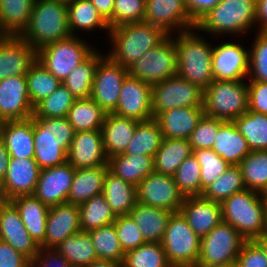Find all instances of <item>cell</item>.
Returning <instances> with one entry per match:
<instances>
[{
    "label": "cell",
    "instance_id": "obj_1",
    "mask_svg": "<svg viewBox=\"0 0 267 267\" xmlns=\"http://www.w3.org/2000/svg\"><path fill=\"white\" fill-rule=\"evenodd\" d=\"M107 33L111 38L112 50L106 55L125 68L169 36L161 27L145 21L116 26Z\"/></svg>",
    "mask_w": 267,
    "mask_h": 267
},
{
    "label": "cell",
    "instance_id": "obj_2",
    "mask_svg": "<svg viewBox=\"0 0 267 267\" xmlns=\"http://www.w3.org/2000/svg\"><path fill=\"white\" fill-rule=\"evenodd\" d=\"M33 119L34 157L40 169L67 162L75 131L67 117Z\"/></svg>",
    "mask_w": 267,
    "mask_h": 267
},
{
    "label": "cell",
    "instance_id": "obj_3",
    "mask_svg": "<svg viewBox=\"0 0 267 267\" xmlns=\"http://www.w3.org/2000/svg\"><path fill=\"white\" fill-rule=\"evenodd\" d=\"M20 36L36 51L71 37L67 5L55 0H35L28 26Z\"/></svg>",
    "mask_w": 267,
    "mask_h": 267
},
{
    "label": "cell",
    "instance_id": "obj_4",
    "mask_svg": "<svg viewBox=\"0 0 267 267\" xmlns=\"http://www.w3.org/2000/svg\"><path fill=\"white\" fill-rule=\"evenodd\" d=\"M196 29L179 32L175 37L178 51L177 75L205 90L214 80L212 75L213 46L194 33ZM194 31V32H193Z\"/></svg>",
    "mask_w": 267,
    "mask_h": 267
},
{
    "label": "cell",
    "instance_id": "obj_5",
    "mask_svg": "<svg viewBox=\"0 0 267 267\" xmlns=\"http://www.w3.org/2000/svg\"><path fill=\"white\" fill-rule=\"evenodd\" d=\"M255 19L256 0H221L196 23L195 29L214 35L244 37L246 31L256 27Z\"/></svg>",
    "mask_w": 267,
    "mask_h": 267
},
{
    "label": "cell",
    "instance_id": "obj_6",
    "mask_svg": "<svg viewBox=\"0 0 267 267\" xmlns=\"http://www.w3.org/2000/svg\"><path fill=\"white\" fill-rule=\"evenodd\" d=\"M264 195L244 189L221 203L223 222L230 224L246 240H255L263 232Z\"/></svg>",
    "mask_w": 267,
    "mask_h": 267
},
{
    "label": "cell",
    "instance_id": "obj_7",
    "mask_svg": "<svg viewBox=\"0 0 267 267\" xmlns=\"http://www.w3.org/2000/svg\"><path fill=\"white\" fill-rule=\"evenodd\" d=\"M204 115L233 121L248 111V86L242 81L213 80L204 90Z\"/></svg>",
    "mask_w": 267,
    "mask_h": 267
},
{
    "label": "cell",
    "instance_id": "obj_8",
    "mask_svg": "<svg viewBox=\"0 0 267 267\" xmlns=\"http://www.w3.org/2000/svg\"><path fill=\"white\" fill-rule=\"evenodd\" d=\"M199 238L180 212L172 213L161 244L172 267H196L200 255Z\"/></svg>",
    "mask_w": 267,
    "mask_h": 267
},
{
    "label": "cell",
    "instance_id": "obj_9",
    "mask_svg": "<svg viewBox=\"0 0 267 267\" xmlns=\"http://www.w3.org/2000/svg\"><path fill=\"white\" fill-rule=\"evenodd\" d=\"M79 36L50 43L37 51V61L61 83L96 49Z\"/></svg>",
    "mask_w": 267,
    "mask_h": 267
},
{
    "label": "cell",
    "instance_id": "obj_10",
    "mask_svg": "<svg viewBox=\"0 0 267 267\" xmlns=\"http://www.w3.org/2000/svg\"><path fill=\"white\" fill-rule=\"evenodd\" d=\"M127 69L129 76L151 85L177 75L178 51L173 33L158 46L145 52Z\"/></svg>",
    "mask_w": 267,
    "mask_h": 267
},
{
    "label": "cell",
    "instance_id": "obj_11",
    "mask_svg": "<svg viewBox=\"0 0 267 267\" xmlns=\"http://www.w3.org/2000/svg\"><path fill=\"white\" fill-rule=\"evenodd\" d=\"M204 90L179 75L169 77L151 87L153 118L180 107H203Z\"/></svg>",
    "mask_w": 267,
    "mask_h": 267
},
{
    "label": "cell",
    "instance_id": "obj_12",
    "mask_svg": "<svg viewBox=\"0 0 267 267\" xmlns=\"http://www.w3.org/2000/svg\"><path fill=\"white\" fill-rule=\"evenodd\" d=\"M246 239L230 224L221 222L201 238L196 267L236 261Z\"/></svg>",
    "mask_w": 267,
    "mask_h": 267
},
{
    "label": "cell",
    "instance_id": "obj_13",
    "mask_svg": "<svg viewBox=\"0 0 267 267\" xmlns=\"http://www.w3.org/2000/svg\"><path fill=\"white\" fill-rule=\"evenodd\" d=\"M128 69L105 55L98 63L90 98L106 113H112L118 104L121 87Z\"/></svg>",
    "mask_w": 267,
    "mask_h": 267
},
{
    "label": "cell",
    "instance_id": "obj_14",
    "mask_svg": "<svg viewBox=\"0 0 267 267\" xmlns=\"http://www.w3.org/2000/svg\"><path fill=\"white\" fill-rule=\"evenodd\" d=\"M183 201L184 195L171 175L153 171L137 185V202L140 204L176 213Z\"/></svg>",
    "mask_w": 267,
    "mask_h": 267
},
{
    "label": "cell",
    "instance_id": "obj_15",
    "mask_svg": "<svg viewBox=\"0 0 267 267\" xmlns=\"http://www.w3.org/2000/svg\"><path fill=\"white\" fill-rule=\"evenodd\" d=\"M249 51L240 43L225 42L213 47L212 75L214 80L242 81L249 73Z\"/></svg>",
    "mask_w": 267,
    "mask_h": 267
},
{
    "label": "cell",
    "instance_id": "obj_16",
    "mask_svg": "<svg viewBox=\"0 0 267 267\" xmlns=\"http://www.w3.org/2000/svg\"><path fill=\"white\" fill-rule=\"evenodd\" d=\"M40 170L33 158L10 157L7 173L0 184V199L10 201L18 196L33 195Z\"/></svg>",
    "mask_w": 267,
    "mask_h": 267
},
{
    "label": "cell",
    "instance_id": "obj_17",
    "mask_svg": "<svg viewBox=\"0 0 267 267\" xmlns=\"http://www.w3.org/2000/svg\"><path fill=\"white\" fill-rule=\"evenodd\" d=\"M144 21L164 29L169 35L172 31L184 32L195 29L184 0H146Z\"/></svg>",
    "mask_w": 267,
    "mask_h": 267
},
{
    "label": "cell",
    "instance_id": "obj_18",
    "mask_svg": "<svg viewBox=\"0 0 267 267\" xmlns=\"http://www.w3.org/2000/svg\"><path fill=\"white\" fill-rule=\"evenodd\" d=\"M151 87V84L128 75L122 84L116 109L112 113L137 121L152 119Z\"/></svg>",
    "mask_w": 267,
    "mask_h": 267
},
{
    "label": "cell",
    "instance_id": "obj_19",
    "mask_svg": "<svg viewBox=\"0 0 267 267\" xmlns=\"http://www.w3.org/2000/svg\"><path fill=\"white\" fill-rule=\"evenodd\" d=\"M0 240L7 242L30 261L40 246L30 236L21 220L19 211L11 201L0 199Z\"/></svg>",
    "mask_w": 267,
    "mask_h": 267
},
{
    "label": "cell",
    "instance_id": "obj_20",
    "mask_svg": "<svg viewBox=\"0 0 267 267\" xmlns=\"http://www.w3.org/2000/svg\"><path fill=\"white\" fill-rule=\"evenodd\" d=\"M75 168L68 162L41 169L34 196L47 206L68 202V196Z\"/></svg>",
    "mask_w": 267,
    "mask_h": 267
},
{
    "label": "cell",
    "instance_id": "obj_21",
    "mask_svg": "<svg viewBox=\"0 0 267 267\" xmlns=\"http://www.w3.org/2000/svg\"><path fill=\"white\" fill-rule=\"evenodd\" d=\"M37 60V51L21 36L0 38V81L11 76H23Z\"/></svg>",
    "mask_w": 267,
    "mask_h": 267
},
{
    "label": "cell",
    "instance_id": "obj_22",
    "mask_svg": "<svg viewBox=\"0 0 267 267\" xmlns=\"http://www.w3.org/2000/svg\"><path fill=\"white\" fill-rule=\"evenodd\" d=\"M33 111L25 75L9 76L0 81V118L3 121L27 120Z\"/></svg>",
    "mask_w": 267,
    "mask_h": 267
},
{
    "label": "cell",
    "instance_id": "obj_23",
    "mask_svg": "<svg viewBox=\"0 0 267 267\" xmlns=\"http://www.w3.org/2000/svg\"><path fill=\"white\" fill-rule=\"evenodd\" d=\"M67 162L75 169L108 166L102 131L75 132L67 153Z\"/></svg>",
    "mask_w": 267,
    "mask_h": 267
},
{
    "label": "cell",
    "instance_id": "obj_24",
    "mask_svg": "<svg viewBox=\"0 0 267 267\" xmlns=\"http://www.w3.org/2000/svg\"><path fill=\"white\" fill-rule=\"evenodd\" d=\"M179 212L199 238L206 236L223 221L221 203L202 195L185 196Z\"/></svg>",
    "mask_w": 267,
    "mask_h": 267
},
{
    "label": "cell",
    "instance_id": "obj_25",
    "mask_svg": "<svg viewBox=\"0 0 267 267\" xmlns=\"http://www.w3.org/2000/svg\"><path fill=\"white\" fill-rule=\"evenodd\" d=\"M78 232H81L78 205L66 202L50 206L45 240L40 248H56L67 237Z\"/></svg>",
    "mask_w": 267,
    "mask_h": 267
},
{
    "label": "cell",
    "instance_id": "obj_26",
    "mask_svg": "<svg viewBox=\"0 0 267 267\" xmlns=\"http://www.w3.org/2000/svg\"><path fill=\"white\" fill-rule=\"evenodd\" d=\"M203 115V107H180L162 112L155 119L163 137L189 139Z\"/></svg>",
    "mask_w": 267,
    "mask_h": 267
},
{
    "label": "cell",
    "instance_id": "obj_27",
    "mask_svg": "<svg viewBox=\"0 0 267 267\" xmlns=\"http://www.w3.org/2000/svg\"><path fill=\"white\" fill-rule=\"evenodd\" d=\"M138 122L132 118L106 113L101 131L107 158L125 153Z\"/></svg>",
    "mask_w": 267,
    "mask_h": 267
},
{
    "label": "cell",
    "instance_id": "obj_28",
    "mask_svg": "<svg viewBox=\"0 0 267 267\" xmlns=\"http://www.w3.org/2000/svg\"><path fill=\"white\" fill-rule=\"evenodd\" d=\"M0 138L4 142L10 157H34L32 118L27 120L3 121Z\"/></svg>",
    "mask_w": 267,
    "mask_h": 267
},
{
    "label": "cell",
    "instance_id": "obj_29",
    "mask_svg": "<svg viewBox=\"0 0 267 267\" xmlns=\"http://www.w3.org/2000/svg\"><path fill=\"white\" fill-rule=\"evenodd\" d=\"M212 150L230 165H239L251 152L245 137L233 121H224L219 126Z\"/></svg>",
    "mask_w": 267,
    "mask_h": 267
},
{
    "label": "cell",
    "instance_id": "obj_30",
    "mask_svg": "<svg viewBox=\"0 0 267 267\" xmlns=\"http://www.w3.org/2000/svg\"><path fill=\"white\" fill-rule=\"evenodd\" d=\"M10 201L19 211L30 236L40 246L45 240L49 206L43 204L34 195L18 196Z\"/></svg>",
    "mask_w": 267,
    "mask_h": 267
},
{
    "label": "cell",
    "instance_id": "obj_31",
    "mask_svg": "<svg viewBox=\"0 0 267 267\" xmlns=\"http://www.w3.org/2000/svg\"><path fill=\"white\" fill-rule=\"evenodd\" d=\"M171 214V211L147 206L138 202L129 212V215L139 226L138 229L144 240L146 242L158 243L162 241Z\"/></svg>",
    "mask_w": 267,
    "mask_h": 267
},
{
    "label": "cell",
    "instance_id": "obj_32",
    "mask_svg": "<svg viewBox=\"0 0 267 267\" xmlns=\"http://www.w3.org/2000/svg\"><path fill=\"white\" fill-rule=\"evenodd\" d=\"M108 170V166L75 169L68 203L80 205L93 196L102 194L104 178Z\"/></svg>",
    "mask_w": 267,
    "mask_h": 267
},
{
    "label": "cell",
    "instance_id": "obj_33",
    "mask_svg": "<svg viewBox=\"0 0 267 267\" xmlns=\"http://www.w3.org/2000/svg\"><path fill=\"white\" fill-rule=\"evenodd\" d=\"M108 169L117 177L137 186L154 171V157L140 154H117L108 158Z\"/></svg>",
    "mask_w": 267,
    "mask_h": 267
},
{
    "label": "cell",
    "instance_id": "obj_34",
    "mask_svg": "<svg viewBox=\"0 0 267 267\" xmlns=\"http://www.w3.org/2000/svg\"><path fill=\"white\" fill-rule=\"evenodd\" d=\"M102 194L116 216L128 215L137 203V186L109 170L104 178Z\"/></svg>",
    "mask_w": 267,
    "mask_h": 267
},
{
    "label": "cell",
    "instance_id": "obj_35",
    "mask_svg": "<svg viewBox=\"0 0 267 267\" xmlns=\"http://www.w3.org/2000/svg\"><path fill=\"white\" fill-rule=\"evenodd\" d=\"M35 0H0V33L20 36L27 28Z\"/></svg>",
    "mask_w": 267,
    "mask_h": 267
},
{
    "label": "cell",
    "instance_id": "obj_36",
    "mask_svg": "<svg viewBox=\"0 0 267 267\" xmlns=\"http://www.w3.org/2000/svg\"><path fill=\"white\" fill-rule=\"evenodd\" d=\"M193 153L188 139L165 138L154 156V171L173 176L181 163Z\"/></svg>",
    "mask_w": 267,
    "mask_h": 267
},
{
    "label": "cell",
    "instance_id": "obj_37",
    "mask_svg": "<svg viewBox=\"0 0 267 267\" xmlns=\"http://www.w3.org/2000/svg\"><path fill=\"white\" fill-rule=\"evenodd\" d=\"M106 112L90 97L75 99L67 119L75 132L101 130Z\"/></svg>",
    "mask_w": 267,
    "mask_h": 267
},
{
    "label": "cell",
    "instance_id": "obj_38",
    "mask_svg": "<svg viewBox=\"0 0 267 267\" xmlns=\"http://www.w3.org/2000/svg\"><path fill=\"white\" fill-rule=\"evenodd\" d=\"M55 249L72 267H86L98 259L88 232L81 231L67 237Z\"/></svg>",
    "mask_w": 267,
    "mask_h": 267
},
{
    "label": "cell",
    "instance_id": "obj_39",
    "mask_svg": "<svg viewBox=\"0 0 267 267\" xmlns=\"http://www.w3.org/2000/svg\"><path fill=\"white\" fill-rule=\"evenodd\" d=\"M105 56L95 50L85 61L79 64L62 82L75 99L91 96L94 75L99 61Z\"/></svg>",
    "mask_w": 267,
    "mask_h": 267
},
{
    "label": "cell",
    "instance_id": "obj_40",
    "mask_svg": "<svg viewBox=\"0 0 267 267\" xmlns=\"http://www.w3.org/2000/svg\"><path fill=\"white\" fill-rule=\"evenodd\" d=\"M162 140L163 135L159 123L155 118L139 121L136 125L133 138L124 154H140L154 157Z\"/></svg>",
    "mask_w": 267,
    "mask_h": 267
},
{
    "label": "cell",
    "instance_id": "obj_41",
    "mask_svg": "<svg viewBox=\"0 0 267 267\" xmlns=\"http://www.w3.org/2000/svg\"><path fill=\"white\" fill-rule=\"evenodd\" d=\"M80 228L82 232L112 224L116 215L111 210L103 194L93 196L88 201L78 205Z\"/></svg>",
    "mask_w": 267,
    "mask_h": 267
},
{
    "label": "cell",
    "instance_id": "obj_42",
    "mask_svg": "<svg viewBox=\"0 0 267 267\" xmlns=\"http://www.w3.org/2000/svg\"><path fill=\"white\" fill-rule=\"evenodd\" d=\"M67 10L68 24L72 36H75L76 29L89 32L99 27L107 31L110 30L107 22L98 13L96 7L90 0H74L67 5Z\"/></svg>",
    "mask_w": 267,
    "mask_h": 267
},
{
    "label": "cell",
    "instance_id": "obj_43",
    "mask_svg": "<svg viewBox=\"0 0 267 267\" xmlns=\"http://www.w3.org/2000/svg\"><path fill=\"white\" fill-rule=\"evenodd\" d=\"M239 167L247 189L267 194V150L251 151Z\"/></svg>",
    "mask_w": 267,
    "mask_h": 267
},
{
    "label": "cell",
    "instance_id": "obj_44",
    "mask_svg": "<svg viewBox=\"0 0 267 267\" xmlns=\"http://www.w3.org/2000/svg\"><path fill=\"white\" fill-rule=\"evenodd\" d=\"M251 151L267 150V115L247 111L233 120Z\"/></svg>",
    "mask_w": 267,
    "mask_h": 267
},
{
    "label": "cell",
    "instance_id": "obj_45",
    "mask_svg": "<svg viewBox=\"0 0 267 267\" xmlns=\"http://www.w3.org/2000/svg\"><path fill=\"white\" fill-rule=\"evenodd\" d=\"M27 88L33 108L50 96L61 82L37 60L26 73Z\"/></svg>",
    "mask_w": 267,
    "mask_h": 267
},
{
    "label": "cell",
    "instance_id": "obj_46",
    "mask_svg": "<svg viewBox=\"0 0 267 267\" xmlns=\"http://www.w3.org/2000/svg\"><path fill=\"white\" fill-rule=\"evenodd\" d=\"M246 189L239 165H230L228 169L211 183L202 193L204 198L222 203L232 194Z\"/></svg>",
    "mask_w": 267,
    "mask_h": 267
},
{
    "label": "cell",
    "instance_id": "obj_47",
    "mask_svg": "<svg viewBox=\"0 0 267 267\" xmlns=\"http://www.w3.org/2000/svg\"><path fill=\"white\" fill-rule=\"evenodd\" d=\"M98 259L122 264L124 252L121 249L114 223L88 232Z\"/></svg>",
    "mask_w": 267,
    "mask_h": 267
},
{
    "label": "cell",
    "instance_id": "obj_48",
    "mask_svg": "<svg viewBox=\"0 0 267 267\" xmlns=\"http://www.w3.org/2000/svg\"><path fill=\"white\" fill-rule=\"evenodd\" d=\"M122 267H172L161 243L146 242L125 252Z\"/></svg>",
    "mask_w": 267,
    "mask_h": 267
},
{
    "label": "cell",
    "instance_id": "obj_49",
    "mask_svg": "<svg viewBox=\"0 0 267 267\" xmlns=\"http://www.w3.org/2000/svg\"><path fill=\"white\" fill-rule=\"evenodd\" d=\"M74 101V96L66 88V86L61 83L50 96H47L34 107L32 117H67L68 112Z\"/></svg>",
    "mask_w": 267,
    "mask_h": 267
},
{
    "label": "cell",
    "instance_id": "obj_50",
    "mask_svg": "<svg viewBox=\"0 0 267 267\" xmlns=\"http://www.w3.org/2000/svg\"><path fill=\"white\" fill-rule=\"evenodd\" d=\"M200 165L201 195L203 191L221 176L230 166L222 157L217 155L212 149L193 150Z\"/></svg>",
    "mask_w": 267,
    "mask_h": 267
},
{
    "label": "cell",
    "instance_id": "obj_51",
    "mask_svg": "<svg viewBox=\"0 0 267 267\" xmlns=\"http://www.w3.org/2000/svg\"><path fill=\"white\" fill-rule=\"evenodd\" d=\"M200 165L192 153L173 175L179 191L185 196L201 195Z\"/></svg>",
    "mask_w": 267,
    "mask_h": 267
},
{
    "label": "cell",
    "instance_id": "obj_52",
    "mask_svg": "<svg viewBox=\"0 0 267 267\" xmlns=\"http://www.w3.org/2000/svg\"><path fill=\"white\" fill-rule=\"evenodd\" d=\"M146 0H115L113 16L107 22L110 29L127 23L143 22Z\"/></svg>",
    "mask_w": 267,
    "mask_h": 267
},
{
    "label": "cell",
    "instance_id": "obj_53",
    "mask_svg": "<svg viewBox=\"0 0 267 267\" xmlns=\"http://www.w3.org/2000/svg\"><path fill=\"white\" fill-rule=\"evenodd\" d=\"M252 50H249L250 81L267 82V32H257Z\"/></svg>",
    "mask_w": 267,
    "mask_h": 267
},
{
    "label": "cell",
    "instance_id": "obj_54",
    "mask_svg": "<svg viewBox=\"0 0 267 267\" xmlns=\"http://www.w3.org/2000/svg\"><path fill=\"white\" fill-rule=\"evenodd\" d=\"M223 122L224 121L221 119L203 115L188 139L192 151L199 149H212L219 126Z\"/></svg>",
    "mask_w": 267,
    "mask_h": 267
},
{
    "label": "cell",
    "instance_id": "obj_55",
    "mask_svg": "<svg viewBox=\"0 0 267 267\" xmlns=\"http://www.w3.org/2000/svg\"><path fill=\"white\" fill-rule=\"evenodd\" d=\"M119 243L123 252L136 249L141 244L146 243L138 225L134 222L132 217L128 215L117 216L113 222Z\"/></svg>",
    "mask_w": 267,
    "mask_h": 267
},
{
    "label": "cell",
    "instance_id": "obj_56",
    "mask_svg": "<svg viewBox=\"0 0 267 267\" xmlns=\"http://www.w3.org/2000/svg\"><path fill=\"white\" fill-rule=\"evenodd\" d=\"M235 262L237 267H267V256L255 240H246Z\"/></svg>",
    "mask_w": 267,
    "mask_h": 267
},
{
    "label": "cell",
    "instance_id": "obj_57",
    "mask_svg": "<svg viewBox=\"0 0 267 267\" xmlns=\"http://www.w3.org/2000/svg\"><path fill=\"white\" fill-rule=\"evenodd\" d=\"M248 111L267 115V82L249 81Z\"/></svg>",
    "mask_w": 267,
    "mask_h": 267
},
{
    "label": "cell",
    "instance_id": "obj_58",
    "mask_svg": "<svg viewBox=\"0 0 267 267\" xmlns=\"http://www.w3.org/2000/svg\"><path fill=\"white\" fill-rule=\"evenodd\" d=\"M31 267L72 266L55 248H40L39 252L31 260Z\"/></svg>",
    "mask_w": 267,
    "mask_h": 267
},
{
    "label": "cell",
    "instance_id": "obj_59",
    "mask_svg": "<svg viewBox=\"0 0 267 267\" xmlns=\"http://www.w3.org/2000/svg\"><path fill=\"white\" fill-rule=\"evenodd\" d=\"M0 267H31V261L7 242L0 240Z\"/></svg>",
    "mask_w": 267,
    "mask_h": 267
},
{
    "label": "cell",
    "instance_id": "obj_60",
    "mask_svg": "<svg viewBox=\"0 0 267 267\" xmlns=\"http://www.w3.org/2000/svg\"><path fill=\"white\" fill-rule=\"evenodd\" d=\"M221 0H184L191 20L196 24Z\"/></svg>",
    "mask_w": 267,
    "mask_h": 267
},
{
    "label": "cell",
    "instance_id": "obj_61",
    "mask_svg": "<svg viewBox=\"0 0 267 267\" xmlns=\"http://www.w3.org/2000/svg\"><path fill=\"white\" fill-rule=\"evenodd\" d=\"M255 23L260 24L258 32H267V0H256Z\"/></svg>",
    "mask_w": 267,
    "mask_h": 267
},
{
    "label": "cell",
    "instance_id": "obj_62",
    "mask_svg": "<svg viewBox=\"0 0 267 267\" xmlns=\"http://www.w3.org/2000/svg\"><path fill=\"white\" fill-rule=\"evenodd\" d=\"M114 1L115 0H90L106 22L113 16Z\"/></svg>",
    "mask_w": 267,
    "mask_h": 267
},
{
    "label": "cell",
    "instance_id": "obj_63",
    "mask_svg": "<svg viewBox=\"0 0 267 267\" xmlns=\"http://www.w3.org/2000/svg\"><path fill=\"white\" fill-rule=\"evenodd\" d=\"M10 161V155L5 147L4 142L0 138V184L2 183L6 173H7V168L9 165Z\"/></svg>",
    "mask_w": 267,
    "mask_h": 267
},
{
    "label": "cell",
    "instance_id": "obj_64",
    "mask_svg": "<svg viewBox=\"0 0 267 267\" xmlns=\"http://www.w3.org/2000/svg\"><path fill=\"white\" fill-rule=\"evenodd\" d=\"M86 267H122V264L112 261L97 259Z\"/></svg>",
    "mask_w": 267,
    "mask_h": 267
},
{
    "label": "cell",
    "instance_id": "obj_65",
    "mask_svg": "<svg viewBox=\"0 0 267 267\" xmlns=\"http://www.w3.org/2000/svg\"><path fill=\"white\" fill-rule=\"evenodd\" d=\"M255 241L260 245L265 255L267 256V232H263L259 237L255 239Z\"/></svg>",
    "mask_w": 267,
    "mask_h": 267
},
{
    "label": "cell",
    "instance_id": "obj_66",
    "mask_svg": "<svg viewBox=\"0 0 267 267\" xmlns=\"http://www.w3.org/2000/svg\"><path fill=\"white\" fill-rule=\"evenodd\" d=\"M264 226H265V232H267V194L264 195Z\"/></svg>",
    "mask_w": 267,
    "mask_h": 267
},
{
    "label": "cell",
    "instance_id": "obj_67",
    "mask_svg": "<svg viewBox=\"0 0 267 267\" xmlns=\"http://www.w3.org/2000/svg\"><path fill=\"white\" fill-rule=\"evenodd\" d=\"M205 267H237V265H236V262L233 261V262L211 265V266H205Z\"/></svg>",
    "mask_w": 267,
    "mask_h": 267
},
{
    "label": "cell",
    "instance_id": "obj_68",
    "mask_svg": "<svg viewBox=\"0 0 267 267\" xmlns=\"http://www.w3.org/2000/svg\"><path fill=\"white\" fill-rule=\"evenodd\" d=\"M59 3H63V4H66V5H69L70 3H72L74 0H55Z\"/></svg>",
    "mask_w": 267,
    "mask_h": 267
},
{
    "label": "cell",
    "instance_id": "obj_69",
    "mask_svg": "<svg viewBox=\"0 0 267 267\" xmlns=\"http://www.w3.org/2000/svg\"><path fill=\"white\" fill-rule=\"evenodd\" d=\"M2 123H3V120L0 118V131H1Z\"/></svg>",
    "mask_w": 267,
    "mask_h": 267
}]
</instances>
